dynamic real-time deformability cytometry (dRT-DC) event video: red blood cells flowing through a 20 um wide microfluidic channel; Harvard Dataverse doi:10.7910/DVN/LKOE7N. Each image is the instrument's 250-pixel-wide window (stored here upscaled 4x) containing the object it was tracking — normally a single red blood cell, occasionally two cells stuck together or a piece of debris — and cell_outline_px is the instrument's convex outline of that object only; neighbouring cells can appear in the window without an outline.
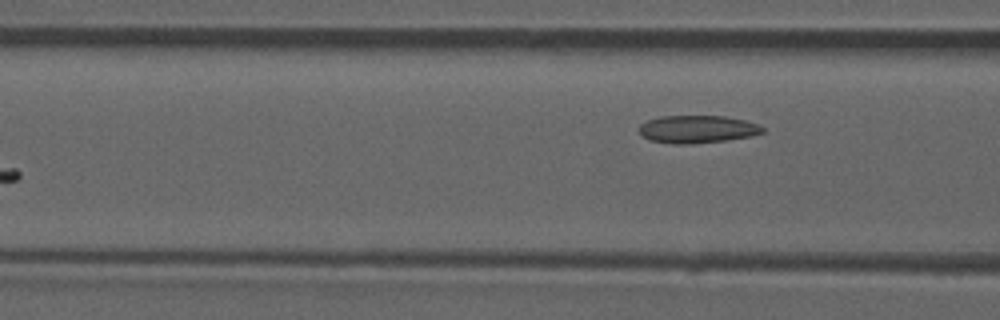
{"species": "common noctule bat (a hibernating species)", "species_latin": "Nyctalus noctula", "temperature_condition": "room temperature", "stored_images_in_passage": 8, "camera_frame_rate_fps": 3000, "um_per_image_px": 0.085, "animal": {"sex": "male", "forearm_length_mm": 52.5}, "frame": {"image": 1, "passage_image": 8, "time_ms": 9.0, "image_size_px": [1000, 320], "cell_outline_px": [[764, 132], [752, 136], [728, 140], [688, 144], [672, 144], [648, 140], [640, 136], [640, 124], [648, 120], [660, 116], [724, 116], [744, 120], [756, 124], [764, 128]], "centroid_in_image_um": [59.24, 10.99], "position_along_channel_um": 107.4, "area_um2": 20.0}}